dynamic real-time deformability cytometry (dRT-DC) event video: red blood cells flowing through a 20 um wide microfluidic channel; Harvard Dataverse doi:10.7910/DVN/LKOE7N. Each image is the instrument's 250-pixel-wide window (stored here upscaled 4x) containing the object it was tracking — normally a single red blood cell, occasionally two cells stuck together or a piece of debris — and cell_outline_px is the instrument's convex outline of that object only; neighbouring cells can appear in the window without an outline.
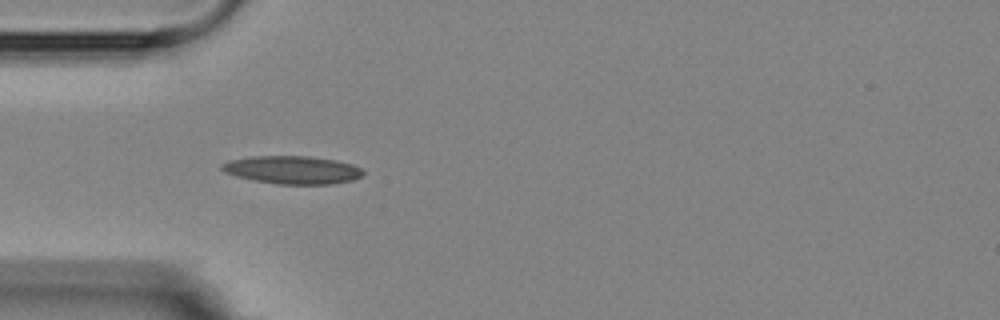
{"species": "Egyptian fruit bat (a non-hibernating species)", "species_latin": "Rousettus aegyptiacus", "temperature_condition": "room temperature", "stored_images_in_passage": 8, "camera_frame_rate_fps": 3000, "um_per_image_px": 0.085, "animal": {"sex": "female"}, "frame": {"image": 1, "passage_image": 5, "time_ms": 4.667, "image_size_px": [1000, 320], "cell_outline_px": [[364, 176], [352, 180], [332, 184], [276, 184], [236, 176], [224, 172], [220, 168], [220, 164], [228, 160], [252, 156], [308, 156], [336, 160], [352, 164], [360, 168], [364, 172]], "centroid_in_image_um": [24.85, 14.43], "position_along_channel_um": 60.1, "area_um2": 23.12}}
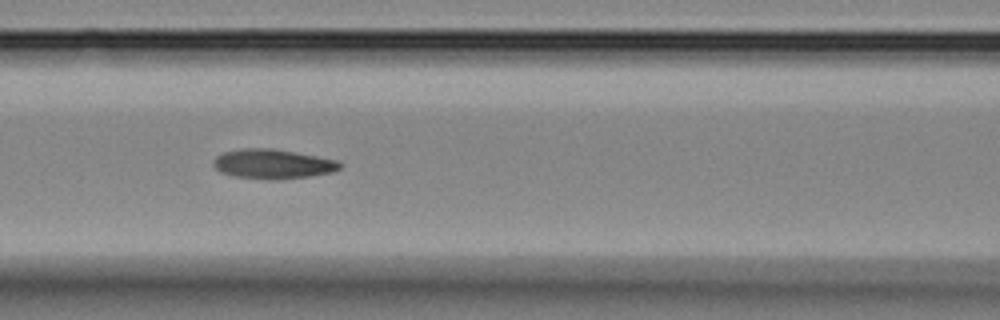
{"frame": {"image": 2, "passage_image": 7, "time_ms": 7.0, "image_size_px": [1000, 320], "cell_outline_px": [[344, 164], [340, 168], [332, 172], [308, 176], [272, 180], [236, 176], [220, 172], [212, 164], [212, 160], [216, 156], [224, 152], [240, 148], [272, 148], [316, 156], [336, 160]], "centroid_in_image_um": [23.16, 13.93], "position_along_channel_um": 143.4, "area_um2": 21.68}}
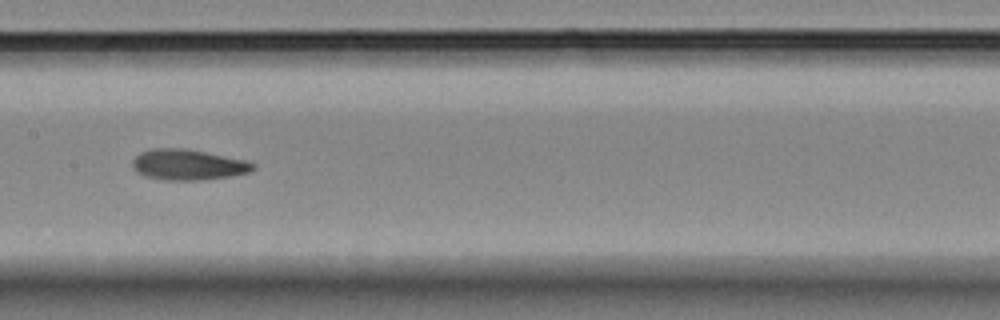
{"frame": {"image": 3, "passage_image": 8, "time_ms": 8.333, "image_size_px": [1000, 320], "cell_outline_px": [[256, 168], [252, 172], [232, 176], [204, 180], [164, 180], [144, 176], [136, 172], [132, 168], [132, 160], [140, 152], [152, 148], [184, 148], [244, 160], [256, 164]], "centroid_in_image_um": [15.97, 14.01], "position_along_channel_um": 191.4, "area_um2": 21.73}}